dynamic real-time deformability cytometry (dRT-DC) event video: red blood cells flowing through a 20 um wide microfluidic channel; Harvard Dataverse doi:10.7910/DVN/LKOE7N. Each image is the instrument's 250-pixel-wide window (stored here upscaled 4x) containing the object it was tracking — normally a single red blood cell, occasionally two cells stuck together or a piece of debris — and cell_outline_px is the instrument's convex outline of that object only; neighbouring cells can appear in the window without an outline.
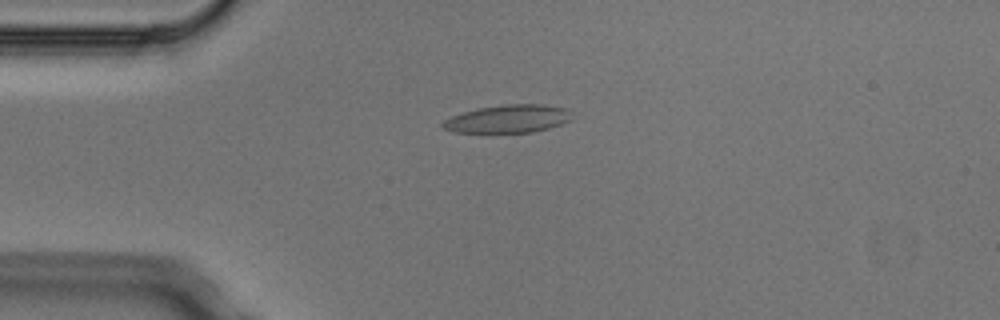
{"species": "Egyptian fruit bat (a non-hibernating species)", "species_latin": "Rousettus aegyptiacus", "temperature_condition": "cold", "stored_images_in_passage": 7, "camera_frame_rate_fps": 3000, "um_per_image_px": 0.085, "animal": {"sex": "male"}, "frame": {"image": 1, "passage_image": 3, "time_ms": 0.667, "image_size_px": [1000, 320], "cell_outline_px": [[576, 116], [572, 120], [548, 128], [532, 132], [488, 136], [452, 132], [444, 128], [440, 124], [444, 120], [452, 116], [476, 108], [504, 104], [540, 104], [568, 108]], "centroid_in_image_um": [43.16, 10.15], "position_along_channel_um": 41.8, "area_um2": 22.37}}
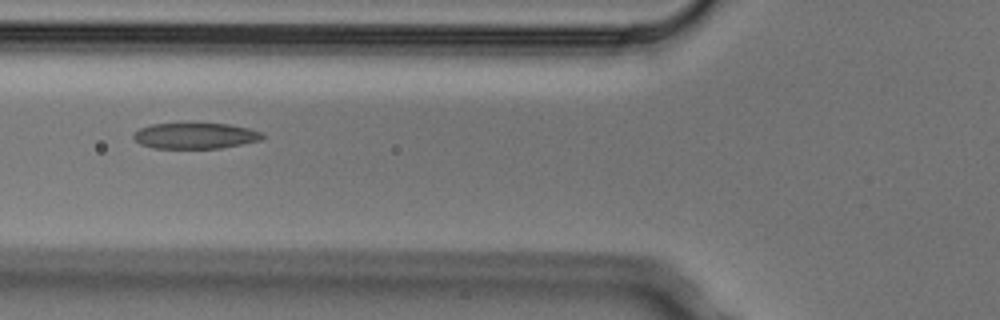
{"frame": {"image": 2, "passage_image": 5, "time_ms": 1.333, "image_size_px": [1000, 320], "cell_outline_px": [[268, 136], [260, 140], [220, 148], [156, 148], [140, 144], [132, 136], [132, 132], [140, 128], [152, 124], [232, 124], [252, 128], [264, 132]], "centroid_in_image_um": [16.66, 11.53], "position_along_channel_um": 109.1, "area_um2": 19.54}}
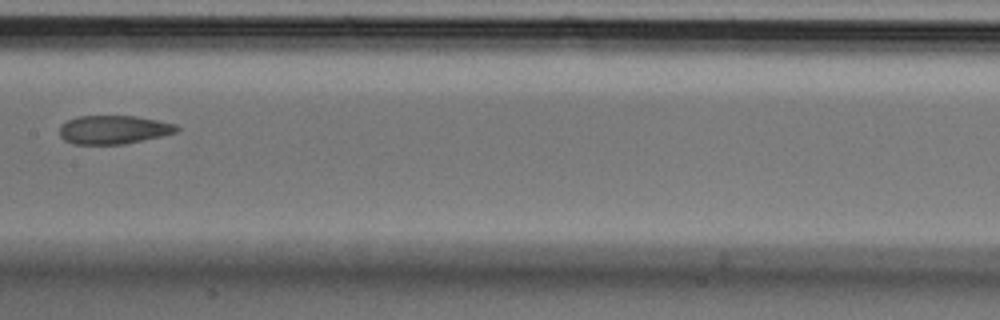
{"frame": {"image": 3, "passage_image": 7, "time_ms": 2.0, "image_size_px": [1000, 320], "cell_outline_px": [[180, 128], [176, 132], [160, 136], [124, 144], [72, 144], [64, 140], [60, 136], [60, 124], [76, 116], [136, 116], [176, 124]], "centroid_in_image_um": [9.62, 11.02], "position_along_channel_um": 197.8, "area_um2": 19.48}}